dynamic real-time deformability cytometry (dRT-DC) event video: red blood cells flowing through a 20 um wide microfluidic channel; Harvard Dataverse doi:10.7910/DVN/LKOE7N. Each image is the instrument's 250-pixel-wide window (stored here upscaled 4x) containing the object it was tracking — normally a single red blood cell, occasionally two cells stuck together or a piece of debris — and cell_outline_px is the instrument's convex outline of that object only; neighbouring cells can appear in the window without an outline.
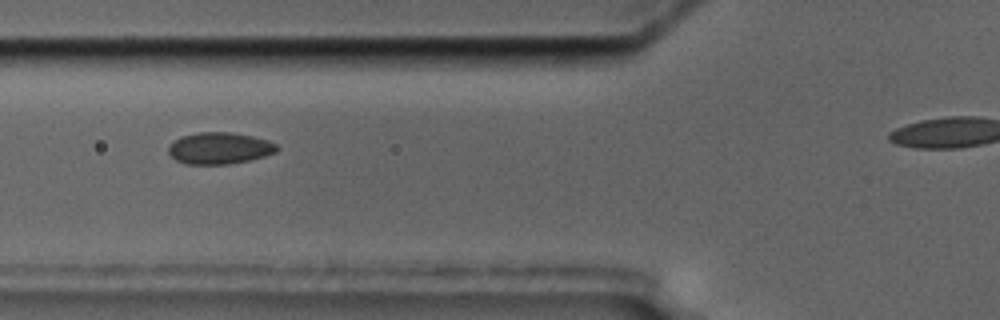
{"species": "common noctule bat (a hibernating species)", "species_latin": "Nyctalus noctula", "temperature_condition": "cold", "stored_images_in_passage": 6, "segment_of_instrument_passage": [1, 2], "camera_frame_rate_fps": 3000, "um_per_image_px": 0.085, "animal": {"sex": "male", "body_mass_g": 17.5, "forearm_length_mm": 52.3}, "frame": {"image": 1, "passage_image": 3, "time_ms": 3.333, "image_size_px": [1000, 320], "cell_outline_px": [[280, 148], [276, 152], [264, 156], [248, 160], [228, 164], [188, 164], [176, 160], [168, 152], [168, 144], [180, 136], [196, 132], [232, 132], [252, 136], [268, 140], [276, 144]], "centroid_in_image_um": [18.64, 12.58], "position_along_channel_um": 107.2, "area_um2": 20.11}}
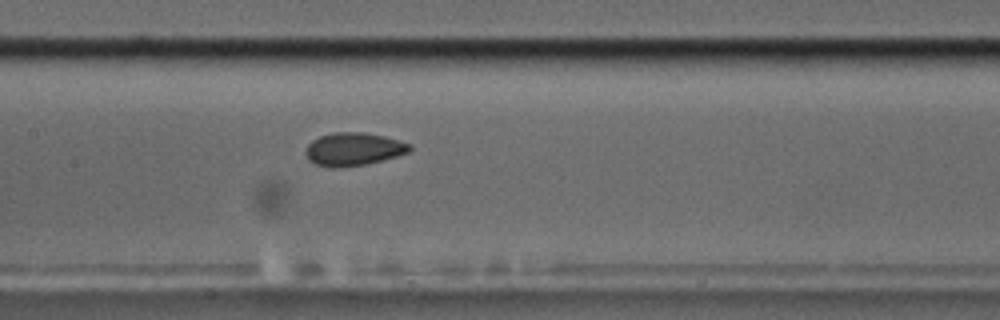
{"frame": {"image": 2, "passage_image": 5, "time_ms": 5.333, "image_size_px": [1000, 320], "cell_outline_px": [[412, 148], [408, 152], [396, 156], [364, 164], [340, 168], [332, 168], [316, 164], [308, 160], [304, 152], [308, 144], [312, 140], [320, 136], [332, 132], [364, 132], [384, 136], [412, 144]], "centroid_in_image_um": [30.01, 12.67], "position_along_channel_um": 177.4, "area_um2": 20.06}}